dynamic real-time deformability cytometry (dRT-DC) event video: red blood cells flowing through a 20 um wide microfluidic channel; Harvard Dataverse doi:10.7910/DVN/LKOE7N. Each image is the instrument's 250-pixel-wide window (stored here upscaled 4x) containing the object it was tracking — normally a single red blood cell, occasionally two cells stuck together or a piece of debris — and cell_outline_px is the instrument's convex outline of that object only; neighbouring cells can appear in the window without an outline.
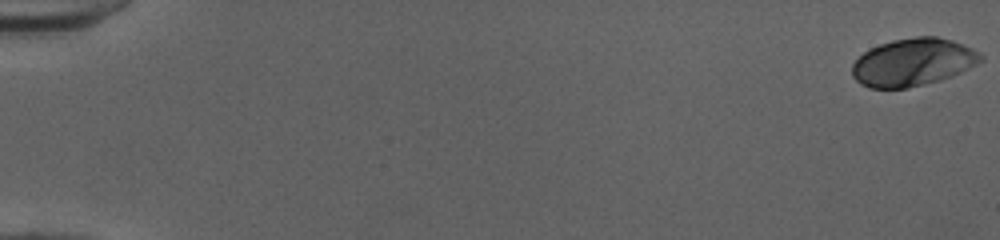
{"species": "human", "species_latin": "Homo sapiens", "temperature_condition": "cold", "stored_images_in_passage": 52, "camera_frame_rate_fps": 3000, "um_per_image_px": 0.085, "donor": {"sex": "female"}, "frame": {"image": 1, "passage_image": 1, "time_ms": 0.0, "image_size_px": [1000, 240], "cell_outline_px": [[984, 60], [952, 76], [940, 80], [908, 88], [868, 88], [860, 84], [852, 76], [852, 64], [864, 52], [880, 44], [892, 40], [916, 36], [936, 36], [952, 40], [972, 48], [980, 52], [984, 56]], "centroid_in_image_um": [77.61, 5.29], "position_along_channel_um": 7.4, "area_um2": 35.72}}
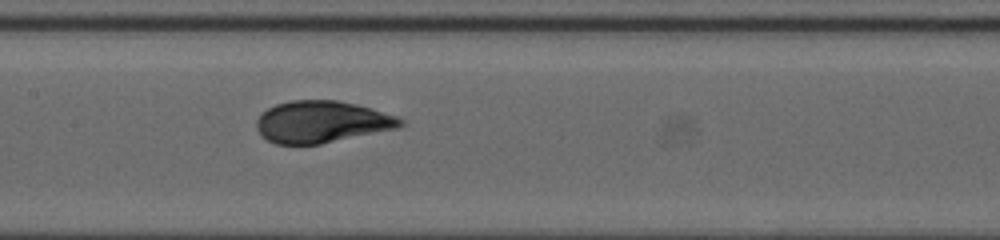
{"frame": {"image": 2, "passage_image": 28, "time_ms": 9.0, "image_size_px": [1000, 240], "cell_outline_px": [[404, 124], [400, 128], [320, 144], [276, 144], [268, 140], [256, 128], [256, 120], [268, 108], [276, 104], [292, 100], [336, 100], [356, 104], [372, 108], [396, 116], [404, 120]], "centroid_in_image_um": [27.39, 10.36], "position_along_channel_um": 180.0, "area_um2": 35.03}}
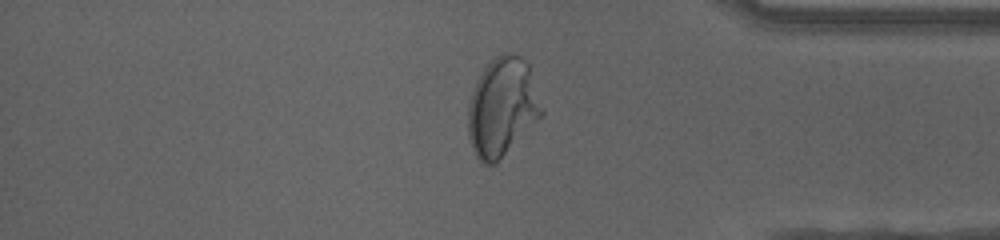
{"frame": {"image": 3, "passage_image": 45, "time_ms": 14.667, "image_size_px": [1000, 240], "cell_outline_px": [[544, 112], [492, 164], [484, 164], [476, 156], [472, 148], [468, 136], [468, 104], [472, 92], [484, 68], [496, 56], [504, 52], [508, 52], [520, 56], [528, 64]], "centroid_in_image_um": [42.66, 9.05], "position_along_channel_um": 392.5, "area_um2": 40.98}}